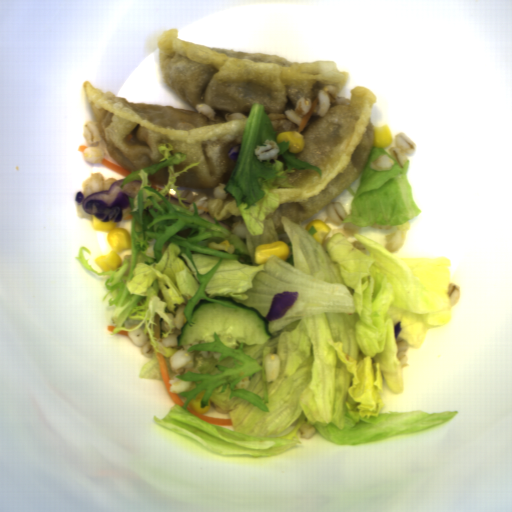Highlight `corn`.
<instances>
[{"label":"corn","instance_id":"corn-1","mask_svg":"<svg viewBox=\"0 0 512 512\" xmlns=\"http://www.w3.org/2000/svg\"><path fill=\"white\" fill-rule=\"evenodd\" d=\"M91 226L95 231L106 232V240L110 247V252L105 255L97 256L95 263L103 272L115 271L123 265V260L119 253L124 249H131L132 237L123 227H118L117 222L112 220L103 221L91 214Z\"/></svg>","mask_w":512,"mask_h":512},{"label":"corn","instance_id":"corn-2","mask_svg":"<svg viewBox=\"0 0 512 512\" xmlns=\"http://www.w3.org/2000/svg\"><path fill=\"white\" fill-rule=\"evenodd\" d=\"M271 255H276L281 260H286L290 255V248L281 240L273 243H265L256 246L253 258L256 265H262L268 261Z\"/></svg>","mask_w":512,"mask_h":512},{"label":"corn","instance_id":"corn-3","mask_svg":"<svg viewBox=\"0 0 512 512\" xmlns=\"http://www.w3.org/2000/svg\"><path fill=\"white\" fill-rule=\"evenodd\" d=\"M277 142L289 141V152L299 153L302 152L305 142L303 135L297 131H282L276 135Z\"/></svg>","mask_w":512,"mask_h":512},{"label":"corn","instance_id":"corn-4","mask_svg":"<svg viewBox=\"0 0 512 512\" xmlns=\"http://www.w3.org/2000/svg\"><path fill=\"white\" fill-rule=\"evenodd\" d=\"M374 136L372 145L375 147L385 148L391 145L393 135L389 125L384 124L383 126L374 125Z\"/></svg>","mask_w":512,"mask_h":512},{"label":"corn","instance_id":"corn-5","mask_svg":"<svg viewBox=\"0 0 512 512\" xmlns=\"http://www.w3.org/2000/svg\"><path fill=\"white\" fill-rule=\"evenodd\" d=\"M312 227L316 229L312 235L313 238L316 242L323 244L325 237L331 232L332 228L327 225L325 220L318 218H313L310 220L304 229L309 233Z\"/></svg>","mask_w":512,"mask_h":512},{"label":"corn","instance_id":"corn-6","mask_svg":"<svg viewBox=\"0 0 512 512\" xmlns=\"http://www.w3.org/2000/svg\"><path fill=\"white\" fill-rule=\"evenodd\" d=\"M206 390H201L197 395L195 399H192L188 403V407L192 409L194 412L198 414L208 413V411L211 409V399L209 398L208 405L202 407L201 406V400L205 395Z\"/></svg>","mask_w":512,"mask_h":512},{"label":"corn","instance_id":"corn-7","mask_svg":"<svg viewBox=\"0 0 512 512\" xmlns=\"http://www.w3.org/2000/svg\"><path fill=\"white\" fill-rule=\"evenodd\" d=\"M208 247L214 250H224L227 251L229 254L234 253L236 250L235 246L229 243V240H224L221 243H217L216 241H210Z\"/></svg>","mask_w":512,"mask_h":512}]
</instances>
